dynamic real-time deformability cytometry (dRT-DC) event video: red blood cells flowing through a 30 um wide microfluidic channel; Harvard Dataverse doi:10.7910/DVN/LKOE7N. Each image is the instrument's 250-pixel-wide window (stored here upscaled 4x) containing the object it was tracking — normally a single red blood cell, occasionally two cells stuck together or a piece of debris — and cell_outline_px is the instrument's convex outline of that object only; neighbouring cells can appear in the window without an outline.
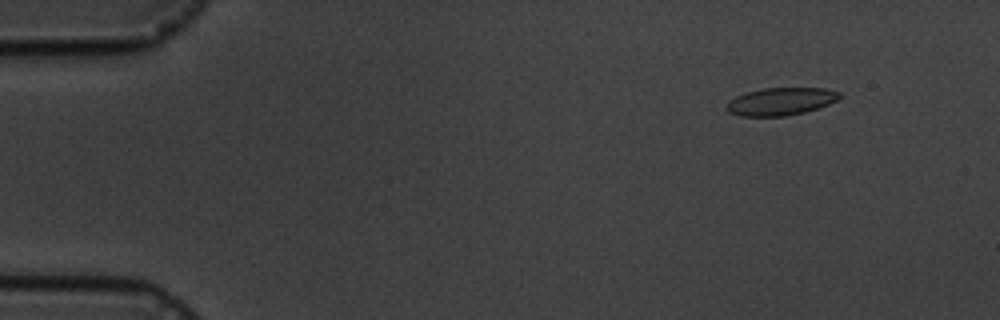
{"species": "common noctule bat (a hibernating species)", "species_latin": "Nyctalus noctula", "temperature_condition": "cold", "stored_images_in_passage": 5, "camera_frame_rate_fps": 3000, "um_per_image_px": 0.085, "animal": {"sex": "male", "body_mass_g": 19.5, "forearm_length_mm": 54.6}, "frame": {"image": 1, "passage_image": 1, "time_ms": 0.0, "image_size_px": [1000, 320], "cell_outline_px": [[840, 96], [836, 100], [828, 104], [804, 112], [784, 116], [740, 116], [728, 112], [728, 100], [736, 96], [748, 92], [764, 88], [824, 88], [840, 92]], "centroid_in_image_um": [66.35, 8.62], "position_along_channel_um": 18.7, "area_um2": 17.92}}
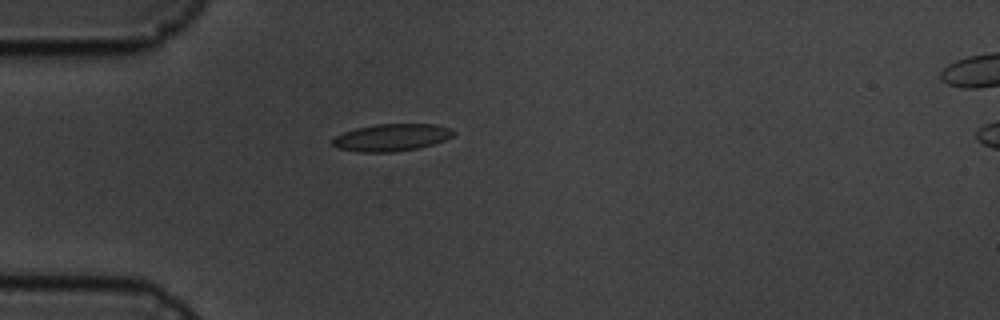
{"frame": {"image": 2, "passage_image": 4, "time_ms": 3.333, "image_size_px": [1000, 320], "cell_outline_px": [[456, 132], [452, 136], [444, 140], [420, 148], [396, 152], [360, 152], [336, 148], [332, 144], [332, 140], [336, 136], [344, 132], [356, 128], [376, 124], [432, 124], [452, 128]], "centroid_in_image_um": [33.29, 11.69], "position_along_channel_um": 51.7, "area_um2": 19.25}}